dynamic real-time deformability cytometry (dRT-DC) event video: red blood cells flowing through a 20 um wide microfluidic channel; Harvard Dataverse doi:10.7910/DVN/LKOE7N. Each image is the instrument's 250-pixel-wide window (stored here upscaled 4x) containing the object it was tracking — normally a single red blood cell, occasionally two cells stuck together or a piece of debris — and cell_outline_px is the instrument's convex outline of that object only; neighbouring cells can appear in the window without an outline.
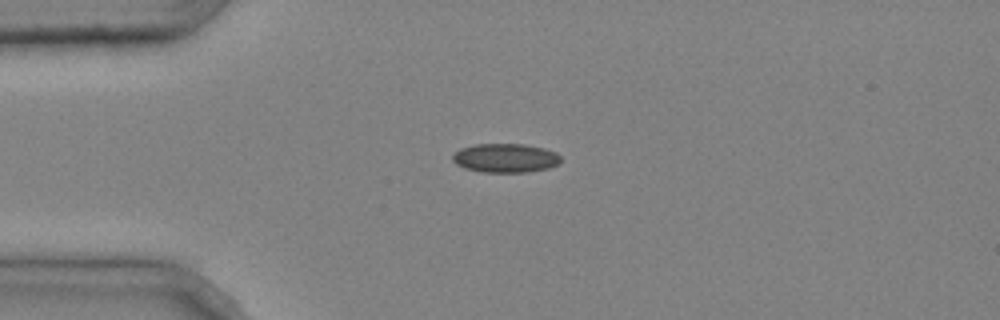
{"species": "common noctule bat (a hibernating species)", "species_latin": "Nyctalus noctula", "temperature_condition": "cold", "stored_images_in_passage": 1, "camera_frame_rate_fps": 3000, "um_per_image_px": 0.085, "animal": {"sex": "male", "body_mass_g": 20.4}, "frame": {"image": 1, "passage_image": 1, "time_ms": 0.0, "image_size_px": [1000, 320], "cell_outline_px": [[560, 164], [548, 168], [528, 172], [480, 172], [464, 168], [456, 164], [452, 160], [452, 156], [460, 148], [476, 144], [524, 144], [544, 148], [556, 152], [560, 156]], "centroid_in_image_um": [42.96, 13.43], "position_along_channel_um": 42.0, "area_um2": 18.38}}